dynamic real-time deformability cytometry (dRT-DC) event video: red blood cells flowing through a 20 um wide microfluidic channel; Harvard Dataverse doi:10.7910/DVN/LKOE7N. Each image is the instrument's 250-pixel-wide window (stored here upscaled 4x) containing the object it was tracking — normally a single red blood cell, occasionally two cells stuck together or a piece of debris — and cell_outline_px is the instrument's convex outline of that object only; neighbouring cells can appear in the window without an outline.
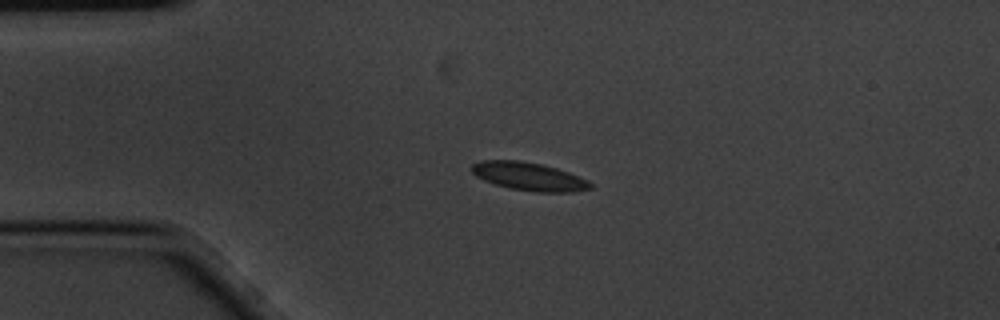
{"species": "common noctule bat (a hibernating species)", "species_latin": "Nyctalus noctula", "temperature_condition": "cold", "stored_images_in_passage": 4, "camera_frame_rate_fps": 3000, "um_per_image_px": 0.085, "animal": {"sex": "male", "body_mass_g": 20.1, "forearm_length_mm": 53.5}, "frame": {"image": 1, "passage_image": 3, "time_ms": 0.667, "image_size_px": [1000, 320], "cell_outline_px": [[592, 188], [572, 192], [536, 192], [512, 188], [496, 184], [484, 180], [476, 176], [472, 172], [472, 164], [484, 160], [520, 160], [540, 164], [556, 168], [568, 172], [588, 180], [592, 184]], "centroid_in_image_um": [44.97, 14.99], "position_along_channel_um": 40.0, "area_um2": 19.25}}